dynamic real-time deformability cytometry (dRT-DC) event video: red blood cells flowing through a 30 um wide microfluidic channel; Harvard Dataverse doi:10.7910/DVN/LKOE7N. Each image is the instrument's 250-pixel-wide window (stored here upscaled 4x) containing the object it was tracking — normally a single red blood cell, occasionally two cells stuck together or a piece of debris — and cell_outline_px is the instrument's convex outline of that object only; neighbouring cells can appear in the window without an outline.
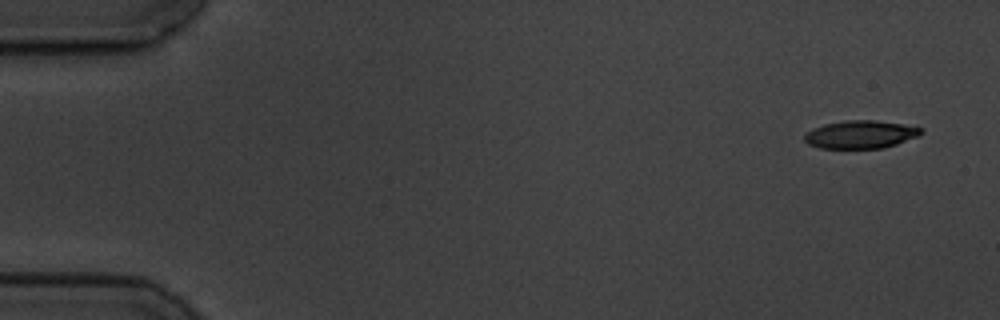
{"species": "common noctule bat (a hibernating species)", "species_latin": "Nyctalus noctula", "temperature_condition": "cold", "stored_images_in_passage": 5, "camera_frame_rate_fps": 3000, "um_per_image_px": 0.085, "animal": {"sex": "male", "body_mass_g": 19.5, "forearm_length_mm": 54.6}, "frame": {"image": 1, "passage_image": 1, "time_ms": 0.0, "image_size_px": [1000, 320], "cell_outline_px": [[924, 132], [920, 136], [884, 148], [820, 148], [808, 144], [804, 140], [804, 136], [812, 128], [824, 124], [844, 120], [876, 120], [904, 124], [920, 128]], "centroid_in_image_um": [73.16, 11.42], "position_along_channel_um": 11.8, "area_um2": 19.07}}
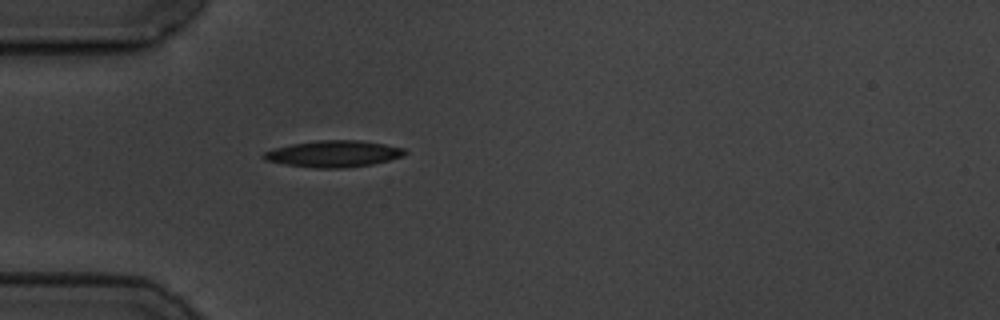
{"frame": {"image": 2, "passage_image": 5, "time_ms": 4.667, "image_size_px": [1000, 320], "cell_outline_px": [[408, 152], [404, 156], [372, 164], [344, 168], [312, 168], [284, 164], [264, 160], [260, 156], [264, 152], [276, 148], [292, 144], [316, 140], [360, 140], [384, 144], [404, 148]], "centroid_in_image_um": [28.34, 13.07], "position_along_channel_um": 56.7, "area_um2": 21.91}}